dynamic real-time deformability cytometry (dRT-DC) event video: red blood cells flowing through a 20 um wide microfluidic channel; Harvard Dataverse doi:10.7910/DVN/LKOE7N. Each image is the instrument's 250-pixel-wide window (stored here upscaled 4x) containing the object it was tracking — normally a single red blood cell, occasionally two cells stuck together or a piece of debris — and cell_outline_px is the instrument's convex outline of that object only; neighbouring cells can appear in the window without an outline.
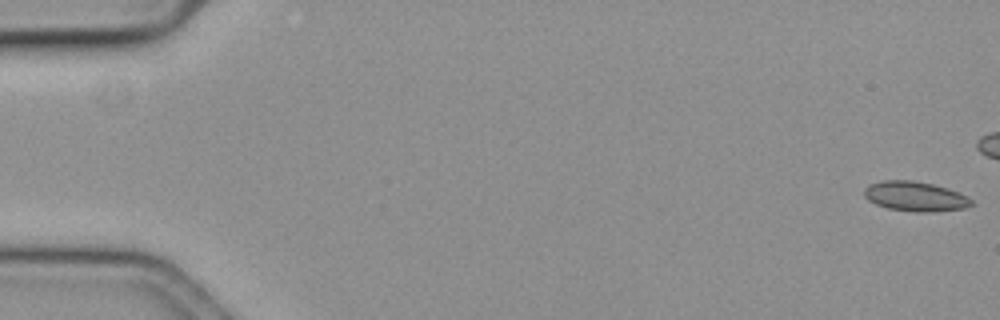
{"species": "common noctule bat (a hibernating species)", "species_latin": "Nyctalus noctula", "temperature_condition": "cold", "stored_images_in_passage": 11, "camera_frame_rate_fps": 3000, "um_per_image_px": 0.085, "animal": {"sex": "female", "body_mass_g": 19.3, "forearm_length_mm": 54.1}, "frame": {"image": 1, "passage_image": 1, "time_ms": 0.0, "image_size_px": [1000, 320], "cell_outline_px": [[972, 204], [964, 208], [932, 212], [912, 212], [888, 208], [876, 204], [868, 200], [864, 196], [864, 188], [868, 184], [884, 180], [912, 180], [932, 184], [956, 192], [972, 200]], "centroid_in_image_um": [77.72, 16.69], "position_along_channel_um": 7.3, "area_um2": 18.38}}